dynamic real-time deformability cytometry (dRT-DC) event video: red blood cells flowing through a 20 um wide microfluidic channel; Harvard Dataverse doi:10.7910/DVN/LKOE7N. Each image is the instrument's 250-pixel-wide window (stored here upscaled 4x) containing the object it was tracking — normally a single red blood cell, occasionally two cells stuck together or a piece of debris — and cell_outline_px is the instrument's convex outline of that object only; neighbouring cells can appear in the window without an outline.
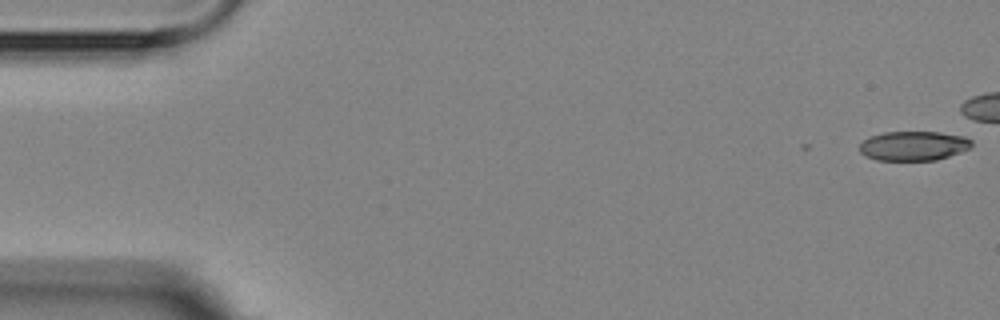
{"species": "Egyptian fruit bat (a non-hibernating species)", "species_latin": "Rousettus aegyptiacus", "temperature_condition": "room temperature", "stored_images_in_passage": 5, "camera_frame_rate_fps": 3000, "um_per_image_px": 0.085, "animal": {"sex": "female"}, "frame": {"image": 1, "passage_image": 1, "time_ms": 0.0, "image_size_px": [1000, 320], "cell_outline_px": [[972, 144], [968, 148], [960, 152], [936, 160], [876, 160], [864, 156], [860, 152], [860, 144], [868, 136], [884, 132], [940, 132], [964, 136], [972, 140]], "centroid_in_image_um": [77.62, 12.39], "position_along_channel_um": 7.4, "area_um2": 19.25}}